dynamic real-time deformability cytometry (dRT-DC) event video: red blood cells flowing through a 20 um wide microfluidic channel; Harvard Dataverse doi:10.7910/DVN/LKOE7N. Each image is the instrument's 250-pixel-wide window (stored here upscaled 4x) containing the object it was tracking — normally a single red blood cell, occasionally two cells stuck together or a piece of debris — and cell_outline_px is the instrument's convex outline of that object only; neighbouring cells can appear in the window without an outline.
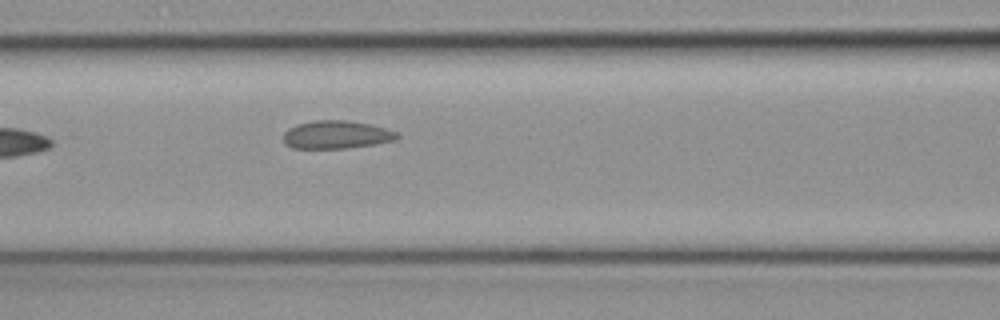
{"species": "common noctule bat (a hibernating species)", "species_latin": "Nyctalus noctula", "temperature_condition": "cold", "stored_images_in_passage": 5, "camera_frame_rate_fps": 3000, "um_per_image_px": 0.085, "animal": {"sex": "female", "body_mass_g": 19.3, "forearm_length_mm": 54.1}, "frame": {"image": 1, "passage_image": 5, "time_ms": 1.333, "image_size_px": [1000, 320], "cell_outline_px": [[400, 136], [396, 140], [348, 148], [292, 148], [284, 144], [284, 132], [288, 128], [296, 124], [312, 120], [344, 120], [372, 124], [396, 132]], "centroid_in_image_um": [28.56, 11.44], "position_along_channel_um": 138.0, "area_um2": 18.61}}